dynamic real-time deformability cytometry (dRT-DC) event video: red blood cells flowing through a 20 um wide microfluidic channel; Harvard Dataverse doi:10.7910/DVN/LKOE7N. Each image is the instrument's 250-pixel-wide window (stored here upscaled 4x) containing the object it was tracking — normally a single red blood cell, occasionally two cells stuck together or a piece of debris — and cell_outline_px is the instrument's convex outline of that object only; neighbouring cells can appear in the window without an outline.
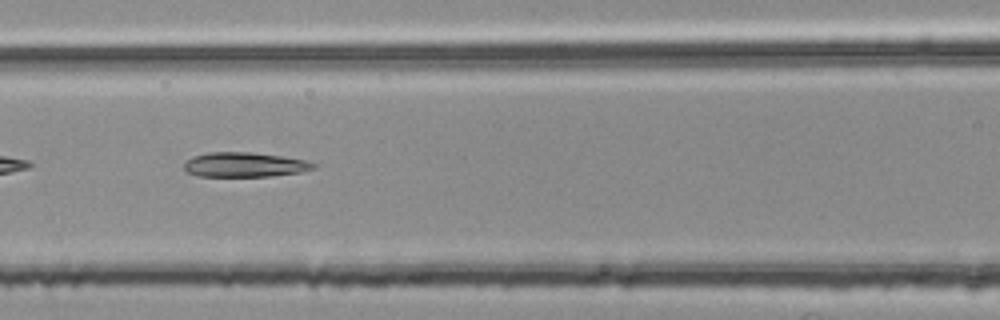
{"species": "common noctule bat (a hibernating species)", "species_latin": "Nyctalus noctula", "temperature_condition": "room temperature", "stored_images_in_passage": 38, "camera_frame_rate_fps": 3000, "um_per_image_px": 0.085, "animal": {"sex": "female", "body_mass_g": 25.1}, "frame": {"image": 1, "passage_image": 8, "time_ms": 2.333, "image_size_px": [1000, 320], "cell_outline_px": [[316, 168], [300, 172], [272, 176], [196, 176], [188, 172], [184, 168], [184, 164], [192, 156], [208, 152], [252, 152], [284, 156], [304, 160], [316, 164]], "centroid_in_image_um": [20.79, 13.99], "position_along_channel_um": 145.8, "area_um2": 18.61}}
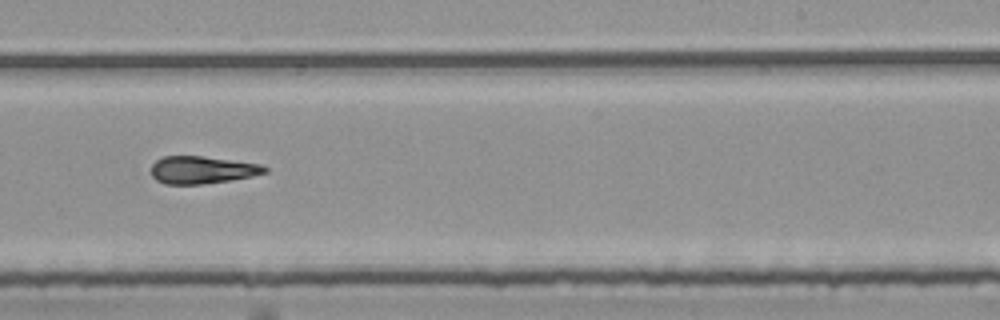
{"frame": {"image": 2, "passage_image": 18, "time_ms": 5.667, "image_size_px": [1000, 320], "cell_outline_px": [[268, 172], [252, 176], [228, 180], [200, 184], [164, 184], [156, 180], [152, 176], [152, 164], [156, 160], [164, 156], [204, 156], [260, 164], [268, 168]], "centroid_in_image_um": [17.17, 14.43], "position_along_channel_um": 271.8, "area_um2": 18.09}}
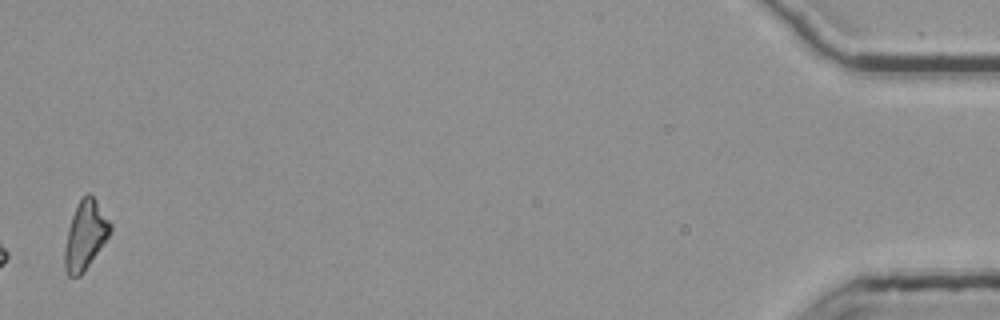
{"frame": {"image": 3, "passage_image": 38, "time_ms": 12.333, "image_size_px": [1000, 320], "cell_outline_px": [[112, 232], [84, 272], [80, 276], [68, 276], [64, 268], [64, 248], [72, 216], [80, 200], [88, 192], [96, 200], [112, 224]], "centroid_in_image_um": [7.26, 20.03], "position_along_channel_um": 427.9, "area_um2": 18.09}, "authors_computed_cell_mechanics": {"area_um2": 18.3804, "velocity_mm_per_s": 3.7915, "shape_relaxation_time_tau1_ms": 11.0856, "shape_relaxation_time_tau2_ms": 3.1436, "deformation_change_tau1": 0.2961, "deformation_change_tau2": 0.1219}}